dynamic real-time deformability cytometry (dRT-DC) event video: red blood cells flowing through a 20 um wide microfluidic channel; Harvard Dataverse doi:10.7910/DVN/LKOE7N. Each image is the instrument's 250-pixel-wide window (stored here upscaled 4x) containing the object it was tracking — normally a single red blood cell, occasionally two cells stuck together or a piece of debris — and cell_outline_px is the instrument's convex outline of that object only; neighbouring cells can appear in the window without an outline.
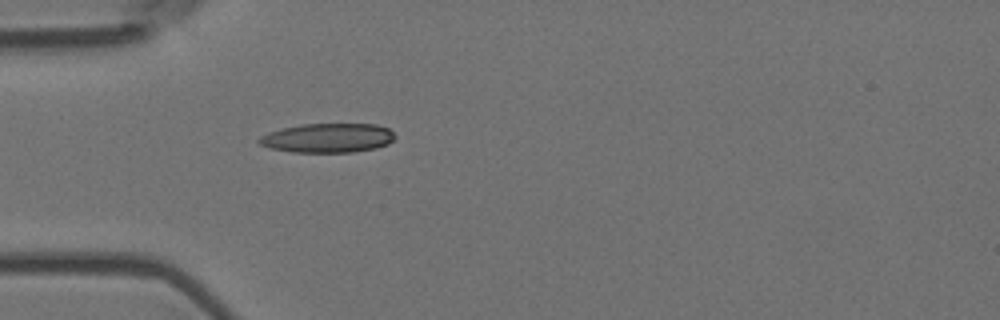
{"species": "Egyptian fruit bat (a non-hibernating species)", "species_latin": "Rousettus aegyptiacus", "temperature_condition": "room temperature", "stored_images_in_passage": 5, "camera_frame_rate_fps": 3000, "um_per_image_px": 0.085, "animal": {"sex": "female"}, "frame": {"image": 1, "passage_image": 5, "time_ms": 1.333, "image_size_px": [1000, 320], "cell_outline_px": [[396, 136], [388, 144], [376, 148], [352, 152], [292, 152], [272, 148], [260, 144], [256, 140], [260, 136], [268, 132], [280, 128], [300, 124], [376, 124], [388, 128]], "centroid_in_image_um": [27.84, 11.72], "position_along_channel_um": 57.2, "area_um2": 23.24}}